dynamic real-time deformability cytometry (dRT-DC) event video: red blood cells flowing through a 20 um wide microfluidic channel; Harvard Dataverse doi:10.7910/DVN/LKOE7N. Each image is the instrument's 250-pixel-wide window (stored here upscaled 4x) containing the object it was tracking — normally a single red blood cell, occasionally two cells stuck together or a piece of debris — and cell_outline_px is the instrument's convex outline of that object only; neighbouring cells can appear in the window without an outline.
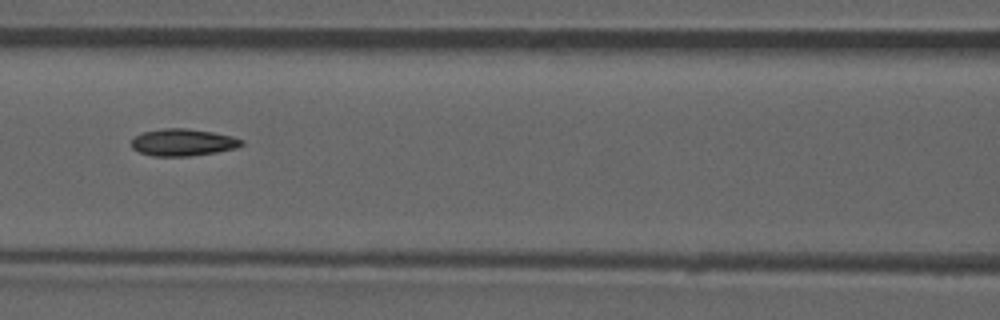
{"species": "common noctule bat (a hibernating species)", "species_latin": "Nyctalus noctula", "temperature_condition": "room temperature", "stored_images_in_passage": 54, "camera_frame_rate_fps": 3000, "um_per_image_px": 0.085, "animal": {"sex": "male", "forearm_length_mm": 52.5}, "frame": {"image": 1, "passage_image": 24, "time_ms": 7.667, "image_size_px": [1000, 320], "cell_outline_px": [[244, 144], [236, 148], [216, 152], [188, 156], [152, 156], [140, 152], [132, 148], [132, 136], [144, 132], [164, 128], [184, 128], [212, 132], [232, 136], [244, 140]], "centroid_in_image_um": [15.54, 12.1], "position_along_channel_um": 151.1, "area_um2": 17.34}, "authors_computed_cell_mechanics": {"area_um2": 17.1666, "velocity_mm_per_s": 3.8641, "shape_relaxation_time_tau1_ms": null, "shape_relaxation_time_tau2_ms": 5.2289, "deformation_change_tau1": null, "deformation_change_tau2": 0.1191}}